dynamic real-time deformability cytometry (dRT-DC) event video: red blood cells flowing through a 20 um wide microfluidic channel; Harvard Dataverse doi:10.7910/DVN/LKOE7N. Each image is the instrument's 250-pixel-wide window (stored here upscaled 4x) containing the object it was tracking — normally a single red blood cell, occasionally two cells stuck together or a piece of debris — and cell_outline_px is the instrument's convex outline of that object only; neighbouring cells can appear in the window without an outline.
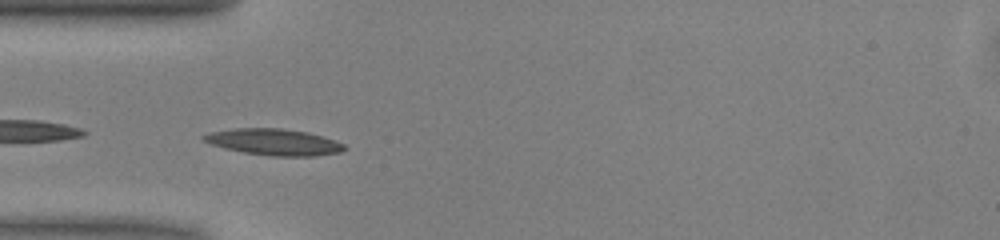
{"species": "common noctule bat (a hibernating species)", "species_latin": "Nyctalus noctula", "temperature_condition": "warm", "stored_images_in_passage": 47, "camera_frame_rate_fps": 3000, "um_per_image_px": 0.085, "animal": {"sex": "male", "body_mass_g": 13.0, "forearm_length_mm": 53.1}, "frame": {"image": 1, "passage_image": 12, "time_ms": 3.667, "image_size_px": [1000, 240], "cell_outline_px": [[348, 148], [340, 152], [316, 156], [272, 156], [244, 152], [224, 148], [212, 144], [204, 140], [200, 136], [212, 132], [236, 128], [280, 128], [308, 132], [336, 140], [344, 144]], "centroid_in_image_um": [23.33, 12.07], "position_along_channel_um": 61.7, "area_um2": 21.56}}
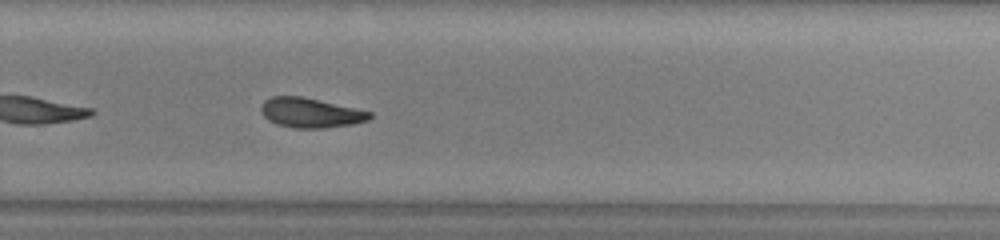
{"frame": {"image": 2, "passage_image": 30, "time_ms": 9.667, "image_size_px": [1000, 240], "cell_outline_px": [[372, 116], [368, 120], [352, 124], [324, 128], [292, 128], [276, 124], [268, 120], [260, 112], [260, 108], [264, 100], [272, 96], [300, 96], [356, 108], [372, 112]], "centroid_in_image_um": [26.37, 9.59], "position_along_channel_um": 303.4, "area_um2": 18.84}}
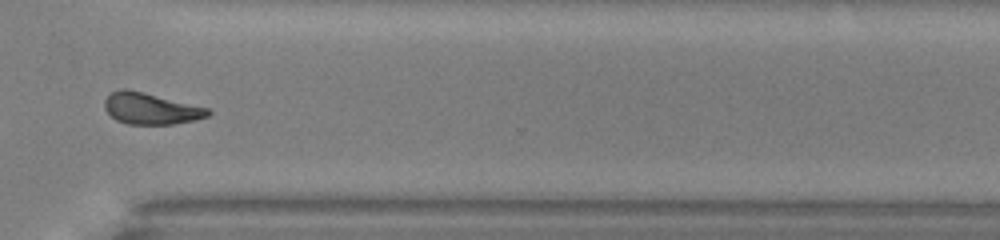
{"frame": {"image": 3, "passage_image": 34, "time_ms": 11.0, "image_size_px": [1000, 240], "cell_outline_px": [[212, 112], [208, 116], [196, 120], [172, 124], [128, 124], [116, 120], [104, 108], [104, 100], [112, 92], [120, 88], [124, 88], [208, 108]], "centroid_in_image_um": [12.8, 9.24], "position_along_channel_um": 357.8, "area_um2": 18.61}, "authors_computed_cell_mechanics": {"area_um2": 19.3052, "velocity_mm_per_s": 4.0524, "shape_relaxation_time_tau1_ms": 6.7388, "shape_relaxation_time_tau2_ms": 6.5269, "deformation_change_tau1": 0.1774, "deformation_change_tau2": 0.1607}}